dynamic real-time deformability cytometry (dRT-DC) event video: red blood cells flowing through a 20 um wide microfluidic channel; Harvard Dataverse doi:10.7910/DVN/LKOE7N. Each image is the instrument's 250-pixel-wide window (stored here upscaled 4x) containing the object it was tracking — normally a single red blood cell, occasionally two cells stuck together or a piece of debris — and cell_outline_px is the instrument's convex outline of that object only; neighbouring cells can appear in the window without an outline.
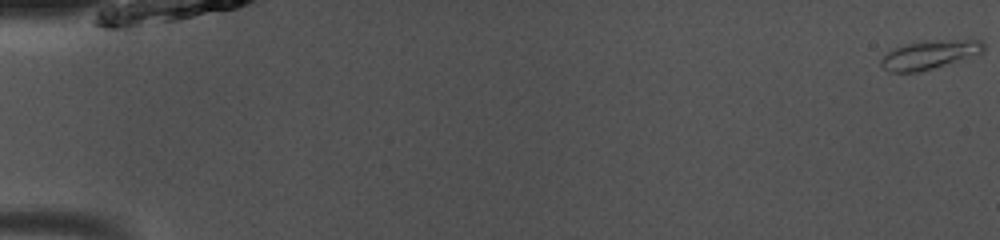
{"species": "common noctule bat (a hibernating species)", "species_latin": "Nyctalus noctula", "temperature_condition": "room temperature", "stored_images_in_passage": 50, "camera_frame_rate_fps": 3000, "um_per_image_px": 0.085, "animal": {"sex": "male", "body_mass_g": 13.0, "forearm_length_mm": 53.1}, "frame": {"image": 1, "passage_image": 1, "time_ms": 0.0, "image_size_px": [1000, 240], "cell_outline_px": [[984, 52], [980, 56], [916, 72], [888, 72], [880, 64], [880, 60], [892, 48], [904, 44], [924, 40], [980, 40], [984, 44]], "centroid_in_image_um": [79.05, 4.64], "position_along_channel_um": 6.0, "area_um2": 17.51}}
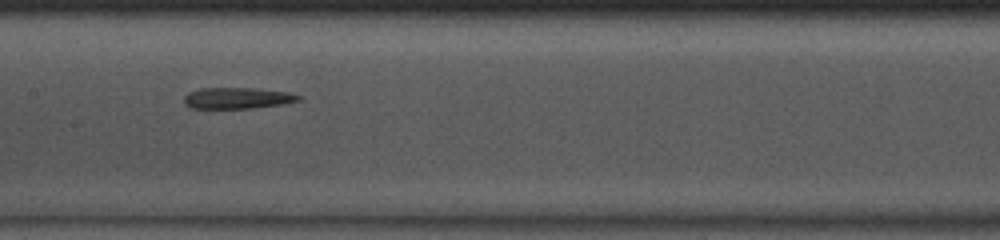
{"frame": {"image": 2, "passage_image": 26, "time_ms": 8.333, "image_size_px": [1000, 240], "cell_outline_px": [[300, 100], [280, 104], [252, 108], [188, 108], [184, 104], [184, 96], [188, 92], [200, 88], [252, 88], [288, 92], [300, 96]], "centroid_in_image_um": [20.1, 8.33], "position_along_channel_um": 187.3, "area_um2": 14.05}}
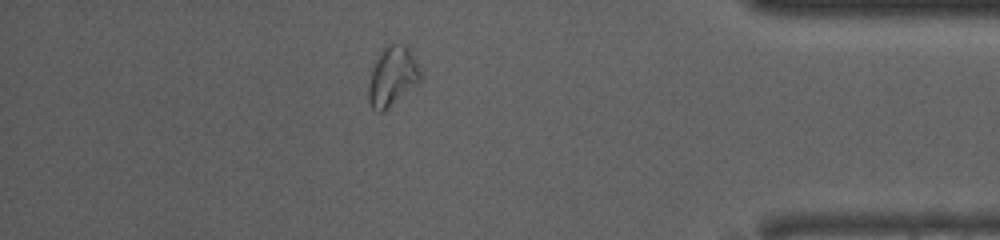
{"frame": {"image": 3, "passage_image": 44, "time_ms": 14.333, "image_size_px": [1000, 240], "cell_outline_px": [[424, 80], [384, 112], [376, 112], [372, 108], [368, 100], [368, 84], [372, 68], [380, 52], [388, 44], [396, 44], [408, 48], [412, 52], [420, 64], [424, 72]], "centroid_in_image_um": [33.42, 6.53], "position_along_channel_um": 401.8, "area_um2": 18.67}}